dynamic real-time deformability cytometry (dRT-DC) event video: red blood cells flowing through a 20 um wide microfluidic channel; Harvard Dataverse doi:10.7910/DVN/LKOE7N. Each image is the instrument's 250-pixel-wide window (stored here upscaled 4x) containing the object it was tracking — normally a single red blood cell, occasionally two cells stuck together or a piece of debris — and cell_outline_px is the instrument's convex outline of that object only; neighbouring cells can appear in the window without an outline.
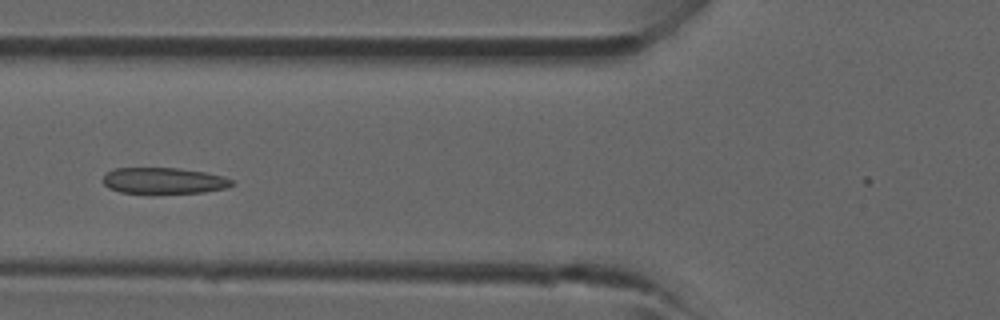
{"species": "common noctule bat (a hibernating species)", "species_latin": "Nyctalus noctula", "temperature_condition": "room temperature", "stored_images_in_passage": 3, "camera_frame_rate_fps": 3000, "um_per_image_px": 0.085, "animal": {"sex": "male", "forearm_length_mm": 52.5}, "frame": {"image": 1, "passage_image": 3, "time_ms": 2.333, "image_size_px": [1000, 320], "cell_outline_px": [[236, 184], [228, 188], [204, 192], [120, 192], [108, 188], [100, 180], [112, 168], [180, 168], [204, 172], [224, 176], [232, 180]], "centroid_in_image_um": [13.93, 15.34], "position_along_channel_um": 111.9, "area_um2": 19.54}}